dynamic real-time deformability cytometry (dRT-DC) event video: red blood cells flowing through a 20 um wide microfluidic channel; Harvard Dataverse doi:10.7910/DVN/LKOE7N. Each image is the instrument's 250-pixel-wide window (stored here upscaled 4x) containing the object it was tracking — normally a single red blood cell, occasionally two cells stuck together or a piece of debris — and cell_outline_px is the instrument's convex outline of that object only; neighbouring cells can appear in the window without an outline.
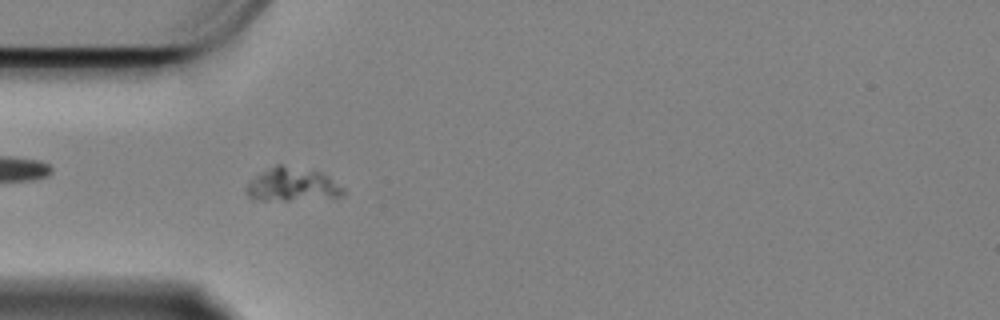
{"species": "Egyptian fruit bat (a non-hibernating species)", "species_latin": "Rousettus aegyptiacus", "temperature_condition": "cold", "stored_images_in_passage": 59, "camera_frame_rate_fps": 3000, "um_per_image_px": 0.085, "animal": {"sex": "female"}, "frame": {"image": 1, "passage_image": 17, "time_ms": 5.333, "image_size_px": [1000, 320], "cell_outline_px": [[344, 196], [288, 200], [252, 200], [244, 192], [248, 184], [256, 176], [276, 164], [280, 164], [320, 172], [328, 176], [344, 188]], "centroid_in_image_um": [24.83, 15.7], "position_along_channel_um": 60.2, "area_um2": 18.67}}
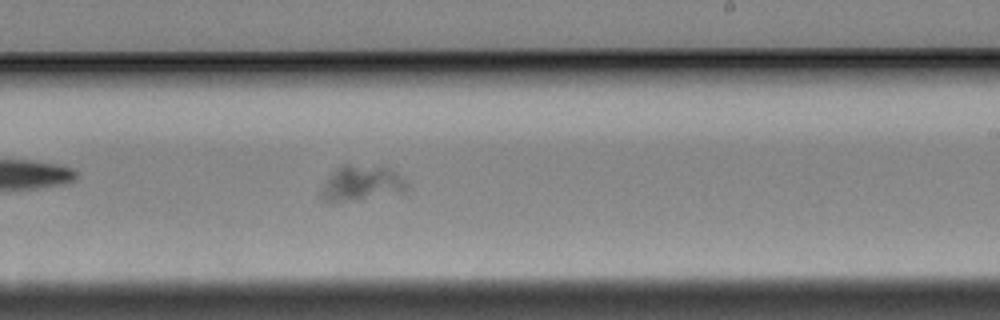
{"frame": {"image": 2, "passage_image": 35, "time_ms": 11.333, "image_size_px": [1000, 320], "cell_outline_px": [[408, 188], [404, 192], [360, 200], [320, 200], [320, 192], [324, 184], [344, 164], [348, 164], [388, 168], [404, 180], [408, 184]], "centroid_in_image_um": [30.77, 15.6], "position_along_channel_um": 258.2, "area_um2": 16.94}}
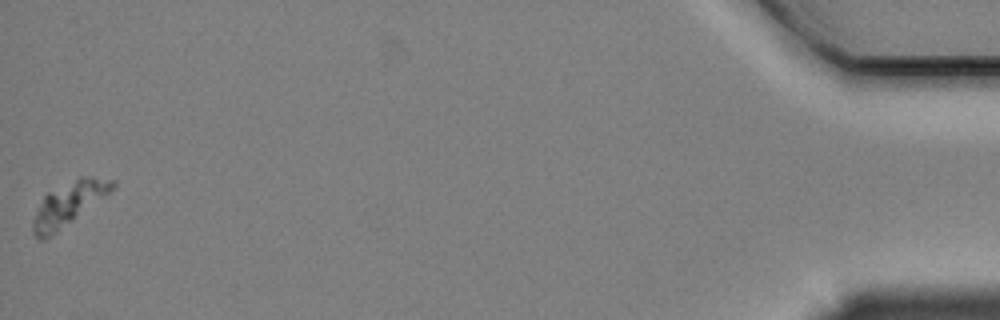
{"frame": {"image": 3, "passage_image": 59, "time_ms": 19.333, "image_size_px": [1000, 320], "cell_outline_px": [[116, 184], [108, 192], [72, 220], [56, 232], [40, 240], [32, 232], [32, 220], [44, 196], [48, 192], [80, 176], [92, 176], [116, 180]], "centroid_in_image_um": [5.8, 17.29], "position_along_channel_um": 429.4, "area_um2": 19.19}}